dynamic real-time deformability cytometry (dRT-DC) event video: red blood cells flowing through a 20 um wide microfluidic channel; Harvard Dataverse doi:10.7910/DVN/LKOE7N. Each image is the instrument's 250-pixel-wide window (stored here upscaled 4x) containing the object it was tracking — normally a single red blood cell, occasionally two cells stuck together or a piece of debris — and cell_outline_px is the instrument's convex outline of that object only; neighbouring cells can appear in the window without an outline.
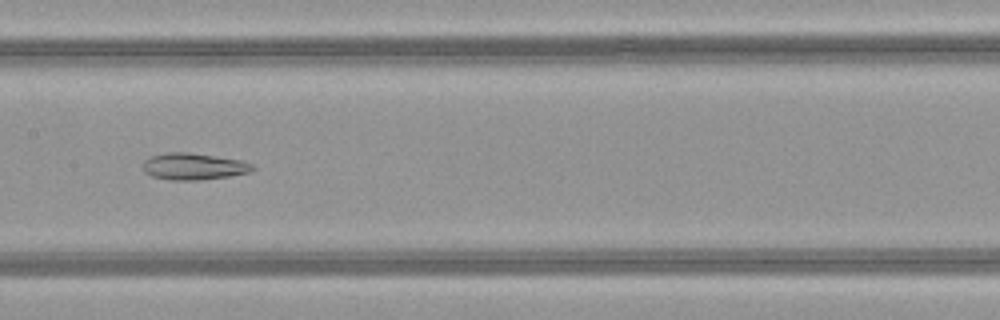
{"species": "common noctule bat (a hibernating species)", "species_latin": "Nyctalus noctula", "temperature_condition": "warm", "stored_images_in_passage": 50, "camera_frame_rate_fps": 3000, "um_per_image_px": 0.085, "animal": {"sex": "female", "body_mass_g": 21.9}, "frame": {"image": 1, "passage_image": 25, "time_ms": 8.0, "image_size_px": [1000, 320], "cell_outline_px": [[256, 168], [248, 172], [228, 176], [200, 180], [172, 180], [152, 176], [144, 172], [144, 160], [148, 156], [168, 152], [188, 152], [240, 160], [252, 164]], "centroid_in_image_um": [16.42, 14.14], "position_along_channel_um": 191.0, "area_um2": 16.94}}
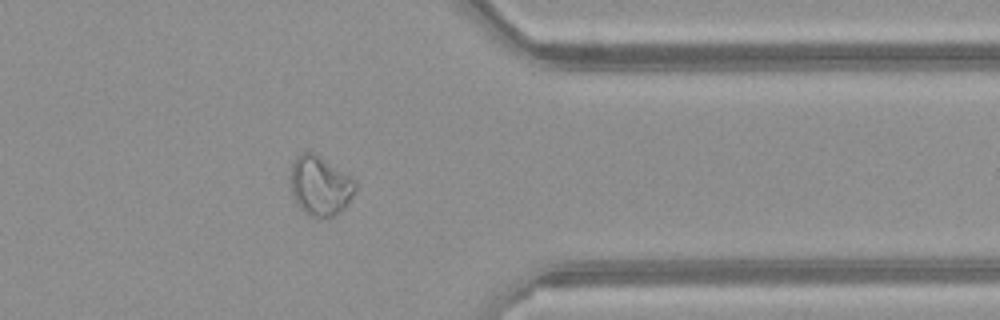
{"frame": {"image": 2, "passage_image": 40, "time_ms": 13.0, "image_size_px": [1000, 320], "cell_outline_px": [[356, 188], [348, 204], [340, 212], [332, 216], [320, 220], [308, 216], [296, 204], [292, 196], [288, 180], [292, 164], [296, 156], [304, 152], [312, 152], [352, 176], [356, 180]], "centroid_in_image_um": [27.18, 15.83], "position_along_channel_um": 384.2, "area_um2": 23.12}}
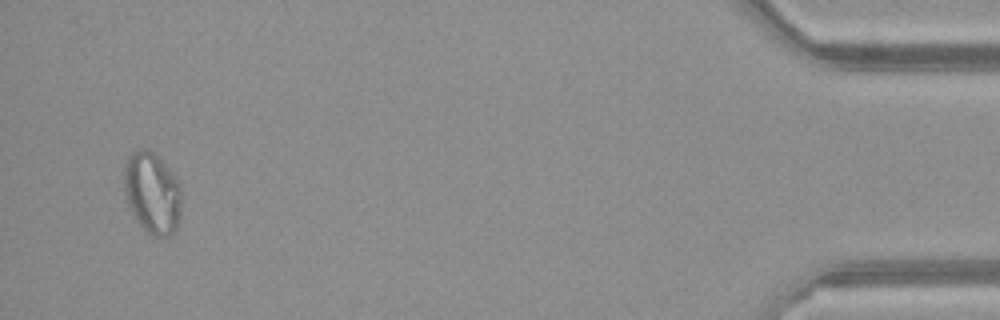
{"frame": {"image": 3, "passage_image": 48, "time_ms": 15.667, "image_size_px": [1000, 320], "cell_outline_px": [[180, 216], [176, 232], [168, 236], [152, 236], [140, 224], [128, 208], [124, 192], [124, 164], [128, 156], [136, 148], [148, 148], [176, 176], [180, 184]], "centroid_in_image_um": [12.92, 16.39], "position_along_channel_um": 422.3, "area_um2": 27.51}}